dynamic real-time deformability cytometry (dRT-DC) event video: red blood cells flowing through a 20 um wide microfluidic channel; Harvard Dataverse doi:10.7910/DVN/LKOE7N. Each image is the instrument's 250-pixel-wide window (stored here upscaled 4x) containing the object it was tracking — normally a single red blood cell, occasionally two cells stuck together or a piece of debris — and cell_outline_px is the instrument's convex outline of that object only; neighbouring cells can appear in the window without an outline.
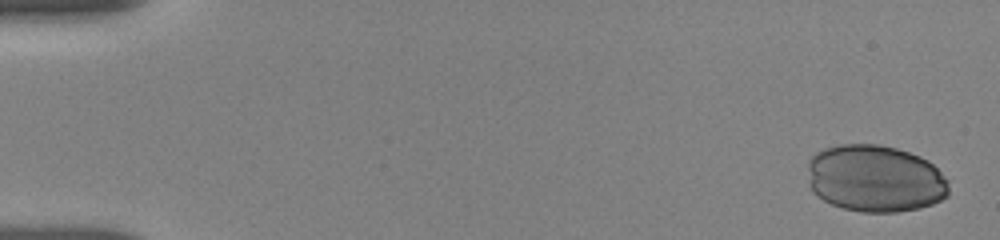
{"species": "human", "species_latin": "Homo sapiens", "temperature_condition": "room temperature", "stored_images_in_passage": 16, "camera_frame_rate_fps": 3000, "um_per_image_px": 0.085, "donor": {"sex": "female"}, "frame": {"image": 1, "passage_image": 1, "time_ms": 0.0, "image_size_px": [1000, 240], "cell_outline_px": [[948, 196], [932, 204], [920, 208], [896, 212], [860, 212], [844, 208], [832, 204], [816, 196], [812, 192], [808, 184], [808, 164], [812, 156], [816, 152], [824, 148], [840, 144], [880, 144], [896, 148], [920, 156], [928, 160], [948, 180]], "centroid_in_image_um": [74.37, 15.17], "position_along_channel_um": 10.6, "area_um2": 55.66}}